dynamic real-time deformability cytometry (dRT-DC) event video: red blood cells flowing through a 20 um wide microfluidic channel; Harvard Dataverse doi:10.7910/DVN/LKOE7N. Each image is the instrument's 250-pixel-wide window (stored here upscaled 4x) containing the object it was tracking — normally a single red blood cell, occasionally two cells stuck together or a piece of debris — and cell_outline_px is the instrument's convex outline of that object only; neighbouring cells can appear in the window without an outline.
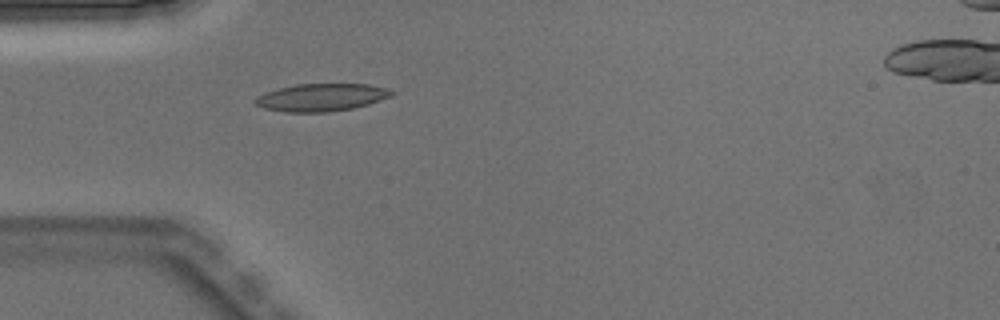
{"species": "Egyptian fruit bat (a non-hibernating species)", "species_latin": "Rousettus aegyptiacus", "temperature_condition": "warm", "stored_images_in_passage": 3, "camera_frame_rate_fps": 3000, "um_per_image_px": 0.085, "animal": {"sex": "male"}, "frame": {"image": 1, "passage_image": 3, "time_ms": 0.667, "image_size_px": [1000, 320], "cell_outline_px": [[396, 92], [392, 96], [368, 104], [352, 108], [328, 112], [288, 112], [264, 108], [256, 104], [252, 100], [256, 96], [264, 92], [296, 84], [368, 84], [384, 88]], "centroid_in_image_um": [27.29, 8.27], "position_along_channel_um": 57.7, "area_um2": 21.85}}